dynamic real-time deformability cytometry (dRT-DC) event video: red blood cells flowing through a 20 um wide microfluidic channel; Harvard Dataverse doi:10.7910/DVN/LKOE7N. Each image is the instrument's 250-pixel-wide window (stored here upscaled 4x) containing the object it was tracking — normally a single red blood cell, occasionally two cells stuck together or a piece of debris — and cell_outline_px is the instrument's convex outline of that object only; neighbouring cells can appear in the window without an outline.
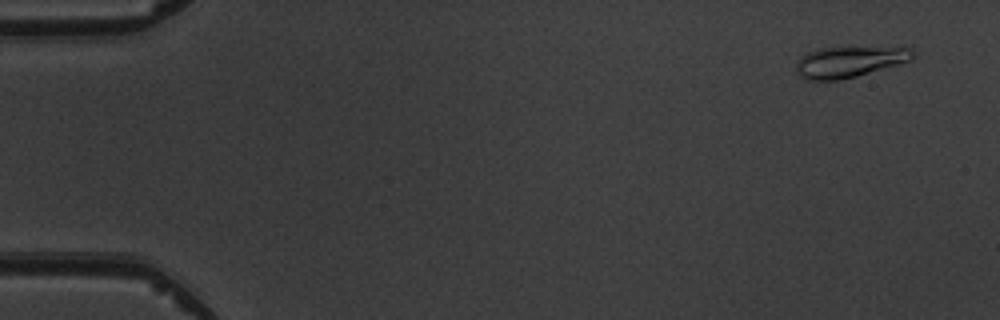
{"species": "common noctule bat (a hibernating species)", "species_latin": "Nyctalus noctula", "temperature_condition": "warm", "stored_images_in_passage": 5, "camera_frame_rate_fps": 3000, "um_per_image_px": 0.085, "animal": {"sex": "male", "body_mass_g": 19.5, "forearm_length_mm": 54.6}, "frame": {"image": 1, "passage_image": 1, "time_ms": 0.0, "image_size_px": [1000, 320], "cell_outline_px": [[916, 56], [912, 60], [856, 76], [840, 80], [808, 80], [800, 76], [796, 72], [796, 64], [800, 56], [808, 52], [820, 48], [912, 48], [916, 52]], "centroid_in_image_um": [72.18, 5.26], "position_along_channel_um": 12.8, "area_um2": 20.81}}